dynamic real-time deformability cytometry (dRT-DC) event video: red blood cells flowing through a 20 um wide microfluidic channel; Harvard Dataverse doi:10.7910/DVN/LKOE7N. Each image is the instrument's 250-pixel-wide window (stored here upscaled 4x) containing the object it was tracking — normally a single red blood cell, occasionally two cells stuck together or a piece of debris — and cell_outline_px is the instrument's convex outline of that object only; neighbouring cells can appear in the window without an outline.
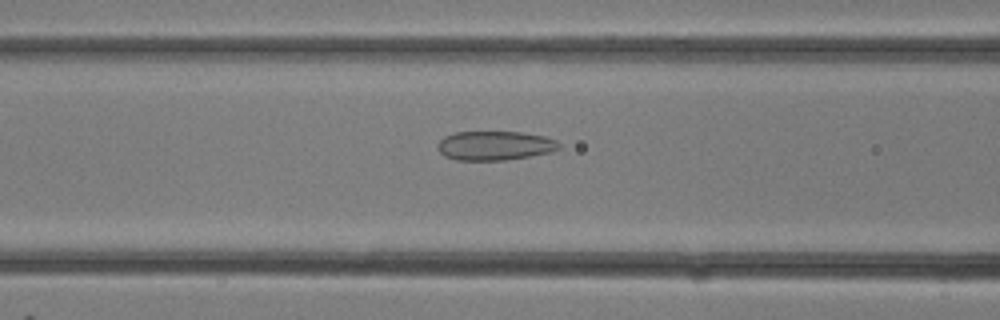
{"species": "common noctule bat (a hibernating species)", "species_latin": "Nyctalus noctula", "temperature_condition": "room temperature", "stored_images_in_passage": 28, "camera_frame_rate_fps": 3000, "um_per_image_px": 0.085, "animal": {"sex": "female"}, "frame": {"image": 1, "passage_image": 9, "time_ms": 2.667, "image_size_px": [1000, 320], "cell_outline_px": [[560, 148], [552, 152], [504, 160], [456, 160], [444, 156], [436, 148], [436, 144], [444, 136], [456, 132], [520, 132], [544, 136], [556, 140], [560, 144]], "centroid_in_image_um": [42.03, 12.38], "position_along_channel_um": 124.6, "area_um2": 20.69}}
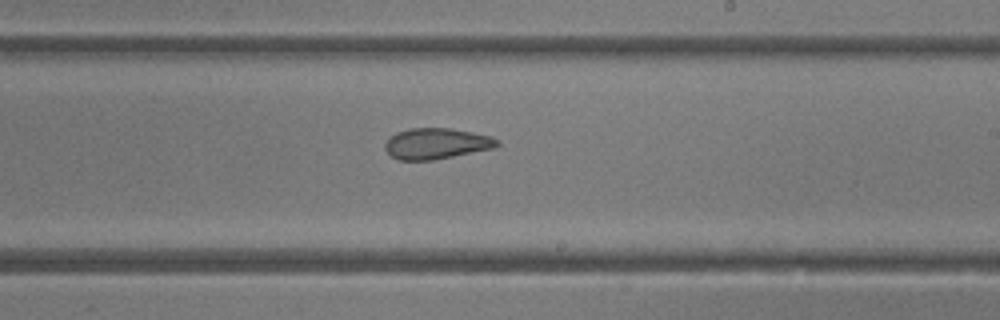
{"frame": {"image": 2, "passage_image": 15, "time_ms": 4.667, "image_size_px": [1000, 320], "cell_outline_px": [[500, 144], [496, 148], [432, 160], [396, 160], [384, 148], [384, 144], [396, 132], [408, 128], [448, 128], [472, 132], [492, 136], [500, 140]], "centroid_in_image_um": [37.12, 12.2], "position_along_channel_um": 251.9, "area_um2": 20.29}}
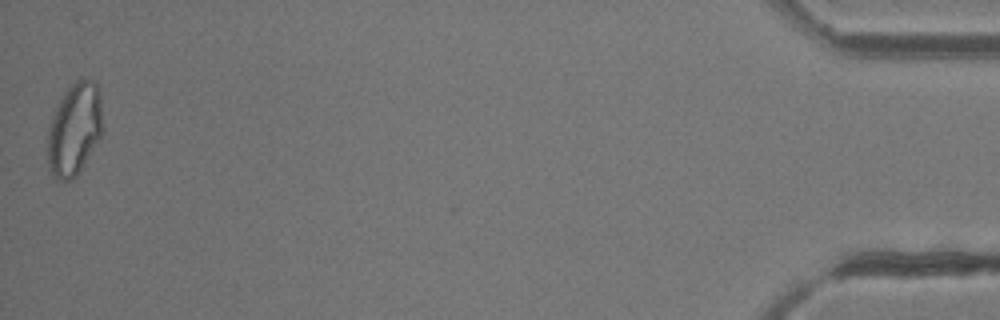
{"frame": {"image": 3, "passage_image": 28, "time_ms": 9.0, "image_size_px": [1000, 320], "cell_outline_px": [[100, 136], [76, 176], [72, 180], [56, 180], [52, 176], [48, 168], [48, 128], [52, 116], [60, 100], [68, 88], [76, 80], [92, 76], [100, 88]], "centroid_in_image_um": [6.3, 10.96], "position_along_channel_um": 428.9, "area_um2": 29.3}}